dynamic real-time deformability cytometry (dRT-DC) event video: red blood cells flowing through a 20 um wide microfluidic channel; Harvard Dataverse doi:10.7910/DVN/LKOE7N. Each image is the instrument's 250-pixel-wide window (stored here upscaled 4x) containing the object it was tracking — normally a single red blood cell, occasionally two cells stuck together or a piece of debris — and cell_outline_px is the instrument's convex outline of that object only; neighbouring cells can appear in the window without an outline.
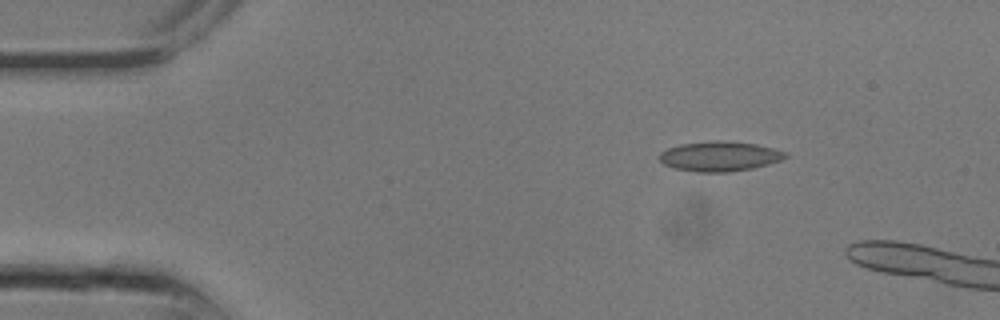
{"species": "common noctule bat (a hibernating species)", "species_latin": "Nyctalus noctula", "temperature_condition": "room temperature", "stored_images_in_passage": 3, "camera_frame_rate_fps": 3000, "um_per_image_px": 0.085, "animal": {"sex": "male", "body_mass_g": 13.3}, "frame": {"image": 1, "passage_image": 1, "time_ms": 0.0, "image_size_px": [1000, 320], "cell_outline_px": [[788, 156], [780, 160], [768, 164], [752, 168], [728, 172], [696, 172], [672, 168], [664, 164], [660, 160], [660, 152], [668, 148], [680, 144], [716, 140], [720, 140], [756, 144], [788, 152]], "centroid_in_image_um": [61.16, 13.28], "position_along_channel_um": 23.8, "area_um2": 21.91}}